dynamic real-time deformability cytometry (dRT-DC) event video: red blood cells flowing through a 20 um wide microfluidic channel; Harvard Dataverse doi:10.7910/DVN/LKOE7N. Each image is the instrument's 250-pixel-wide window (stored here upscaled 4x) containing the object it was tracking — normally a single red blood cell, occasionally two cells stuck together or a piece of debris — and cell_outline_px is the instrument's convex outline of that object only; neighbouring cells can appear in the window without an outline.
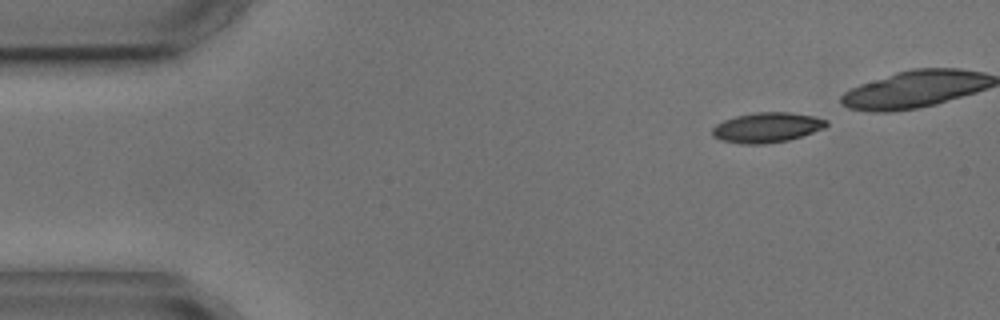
{"species": "common noctule bat (a hibernating species)", "species_latin": "Nyctalus noctula", "temperature_condition": "cold", "stored_images_in_passage": 5, "camera_frame_rate_fps": 3000, "um_per_image_px": 0.085, "animal": {"sex": "male", "body_mass_g": 17.9, "forearm_length_mm": 54.2}, "frame": {"image": 1, "passage_image": 1, "time_ms": 0.0, "image_size_px": [1000, 320], "cell_outline_px": [[828, 124], [824, 128], [788, 140], [764, 144], [744, 144], [720, 140], [712, 136], [712, 128], [716, 124], [724, 120], [736, 116], [756, 112], [788, 112], [812, 116], [828, 120]], "centroid_in_image_um": [65.16, 10.84], "position_along_channel_um": 19.8, "area_um2": 19.83}}